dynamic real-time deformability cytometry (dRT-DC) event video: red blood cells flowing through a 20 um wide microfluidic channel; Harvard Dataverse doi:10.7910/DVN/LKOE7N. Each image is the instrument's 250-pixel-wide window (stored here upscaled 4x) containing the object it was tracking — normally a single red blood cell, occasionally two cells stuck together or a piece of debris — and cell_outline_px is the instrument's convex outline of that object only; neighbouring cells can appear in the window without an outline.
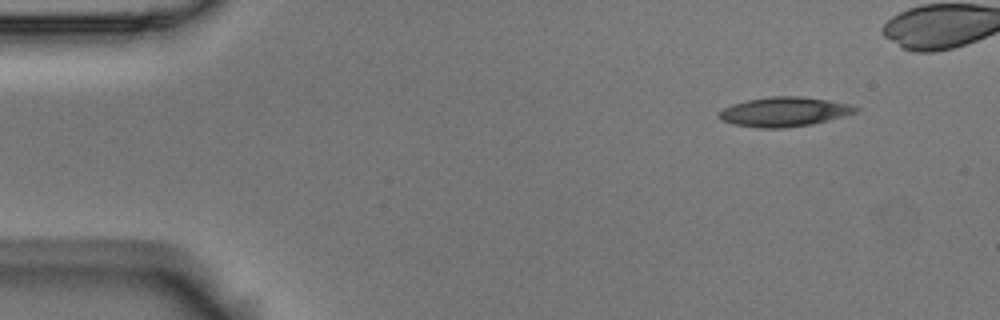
{"species": "Egyptian fruit bat (a non-hibernating species)", "species_latin": "Rousettus aegyptiacus", "temperature_condition": "room temperature", "stored_images_in_passage": 44, "camera_frame_rate_fps": 3000, "um_per_image_px": 0.085, "animal": {"sex": "male"}, "frame": {"image": 1, "passage_image": 1, "time_ms": 0.0, "image_size_px": [1000, 320], "cell_outline_px": [[860, 108], [856, 112], [812, 124], [784, 128], [760, 128], [736, 124], [720, 120], [720, 112], [724, 108], [732, 104], [748, 100], [772, 96], [800, 96], [828, 100], [848, 104]], "centroid_in_image_um": [66.66, 9.5], "position_along_channel_um": 18.3, "area_um2": 23.06}}
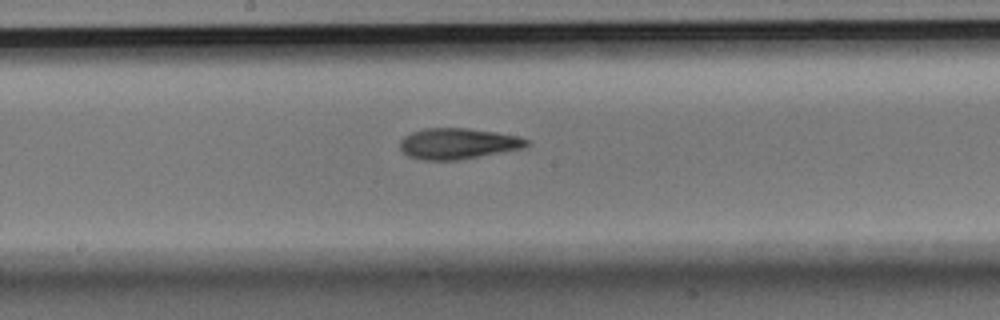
{"frame": {"image": 2, "passage_image": 24, "time_ms": 7.667, "image_size_px": [1000, 320], "cell_outline_px": [[528, 144], [520, 148], [500, 152], [456, 160], [424, 160], [408, 156], [400, 148], [400, 140], [404, 136], [412, 132], [424, 128], [468, 128], [496, 132], [520, 136], [528, 140]], "centroid_in_image_um": [38.88, 12.19], "position_along_channel_um": 209.3, "area_um2": 22.54}}
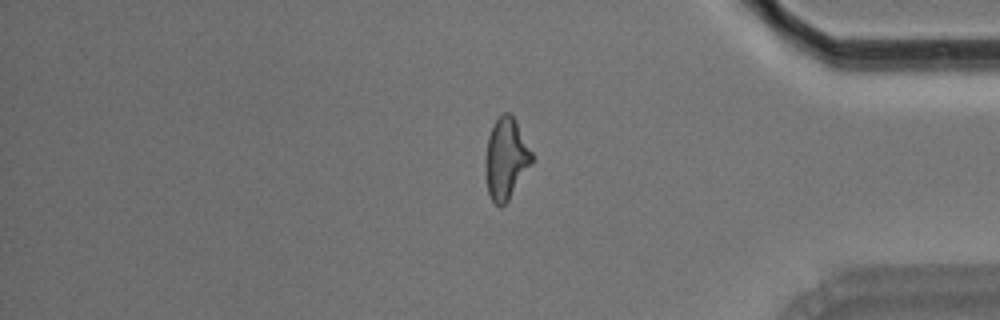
{"frame": {"image": 3, "passage_image": 41, "time_ms": 13.333, "image_size_px": [1000, 320], "cell_outline_px": [[536, 156], [532, 164], [508, 200], [500, 208], [492, 200], [488, 192], [484, 168], [484, 160], [488, 136], [496, 120], [504, 112], [508, 112], [516, 120]], "centroid_in_image_um": [43.03, 13.48], "position_along_channel_um": 392.2, "area_um2": 22.37}, "authors_computed_cell_mechanics": {"area_um2": 22.542, "velocity_mm_per_s": 3.6453, "shape_relaxation_time_tau1_ms": 9.6587, "shape_relaxation_time_tau2_ms": 5.4057, "deformation_change_tau1": 0.2376, "deformation_change_tau2": 0.1642}}